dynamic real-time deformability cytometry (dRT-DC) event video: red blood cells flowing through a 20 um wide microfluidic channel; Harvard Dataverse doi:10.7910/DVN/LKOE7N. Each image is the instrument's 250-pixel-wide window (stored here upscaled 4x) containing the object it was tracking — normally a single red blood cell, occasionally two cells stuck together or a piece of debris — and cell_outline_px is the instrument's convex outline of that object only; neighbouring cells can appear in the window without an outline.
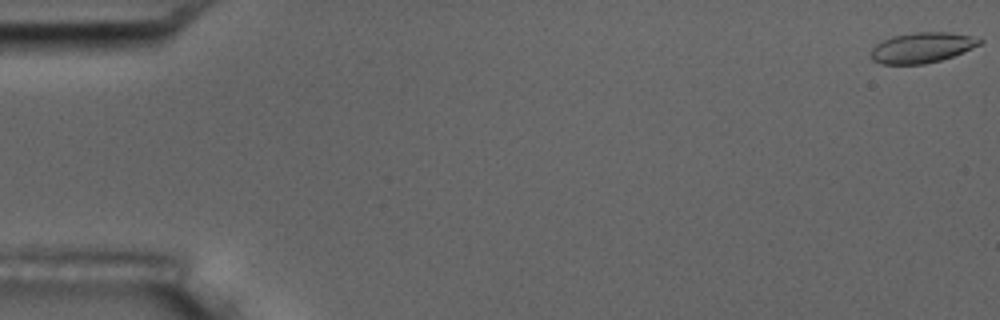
{"species": "common noctule bat (a hibernating species)", "species_latin": "Nyctalus noctula", "temperature_condition": "room temperature", "stored_images_in_passage": 5, "camera_frame_rate_fps": 3000, "um_per_image_px": 0.085, "animal": {"sex": "male", "body_mass_g": 17.5, "forearm_length_mm": 52.3}, "frame": {"image": 1, "passage_image": 1, "time_ms": 0.0, "image_size_px": [1000, 320], "cell_outline_px": [[984, 40], [980, 44], [952, 56], [940, 60], [924, 64], [880, 64], [872, 60], [872, 48], [876, 44], [892, 36], [916, 32], [948, 32], [972, 36]], "centroid_in_image_um": [78.35, 4.04], "position_along_channel_um": 6.6, "area_um2": 19.02}}